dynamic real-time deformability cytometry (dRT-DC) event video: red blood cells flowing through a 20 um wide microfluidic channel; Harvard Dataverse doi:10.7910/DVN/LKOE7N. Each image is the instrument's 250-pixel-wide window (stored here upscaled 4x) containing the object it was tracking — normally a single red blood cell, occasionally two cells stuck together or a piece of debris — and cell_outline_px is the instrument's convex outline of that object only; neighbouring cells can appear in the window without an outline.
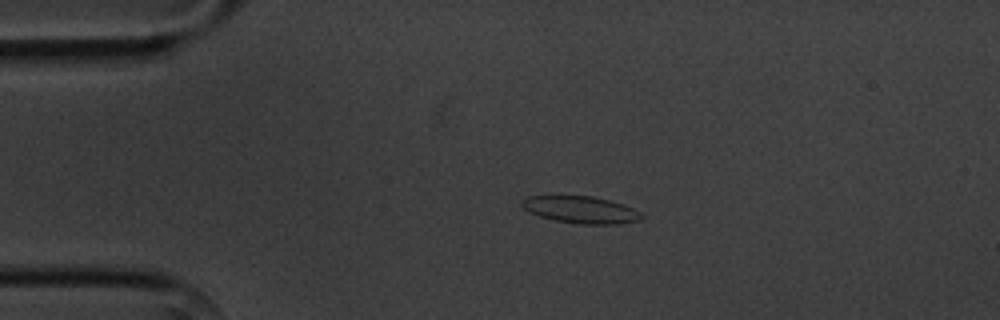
{"species": "common noctule bat (a hibernating species)", "species_latin": "Nyctalus noctula", "temperature_condition": "cold", "stored_images_in_passage": 4, "camera_frame_rate_fps": 3000, "um_per_image_px": 0.085, "animal": {"sex": "male", "body_mass_g": 20.1, "forearm_length_mm": 53.5}, "frame": {"image": 1, "passage_image": 3, "time_ms": 2.333, "image_size_px": [1000, 320], "cell_outline_px": [[644, 216], [640, 220], [620, 224], [580, 224], [556, 220], [540, 216], [528, 212], [520, 204], [520, 200], [524, 196], [592, 196], [612, 200], [624, 204], [640, 212]], "centroid_in_image_um": [49.37, 17.82], "position_along_channel_um": 35.6, "area_um2": 19.02}}